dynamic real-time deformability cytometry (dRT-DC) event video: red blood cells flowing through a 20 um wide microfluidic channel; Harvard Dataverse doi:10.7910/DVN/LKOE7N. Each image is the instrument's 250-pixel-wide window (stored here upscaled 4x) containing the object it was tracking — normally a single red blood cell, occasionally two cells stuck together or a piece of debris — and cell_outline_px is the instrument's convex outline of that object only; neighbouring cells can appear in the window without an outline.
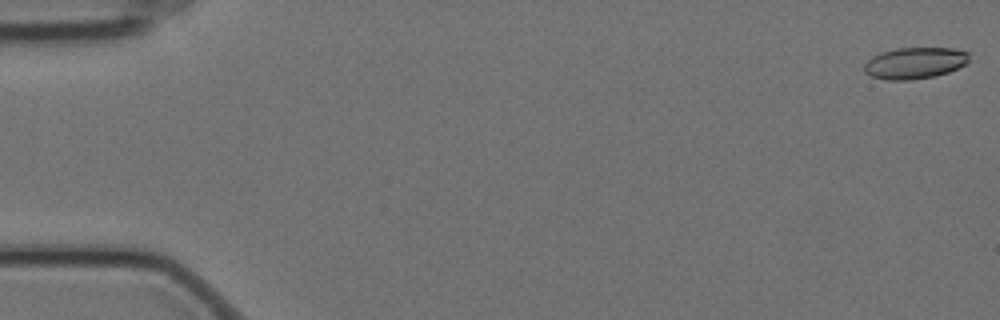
{"species": "Egyptian fruit bat (a non-hibernating species)", "species_latin": "Rousettus aegyptiacus", "temperature_condition": "cold", "stored_images_in_passage": 14, "camera_frame_rate_fps": 3000, "um_per_image_px": 0.085, "animal": {"sex": "female"}, "frame": {"image": 1, "passage_image": 1, "time_ms": 0.0, "image_size_px": [1000, 320], "cell_outline_px": [[968, 60], [964, 64], [948, 72], [936, 76], [908, 80], [888, 80], [872, 76], [864, 72], [864, 64], [872, 56], [880, 52], [896, 48], [952, 48], [968, 52]], "centroid_in_image_um": [77.72, 5.35], "position_along_channel_um": 7.3, "area_um2": 19.13}}
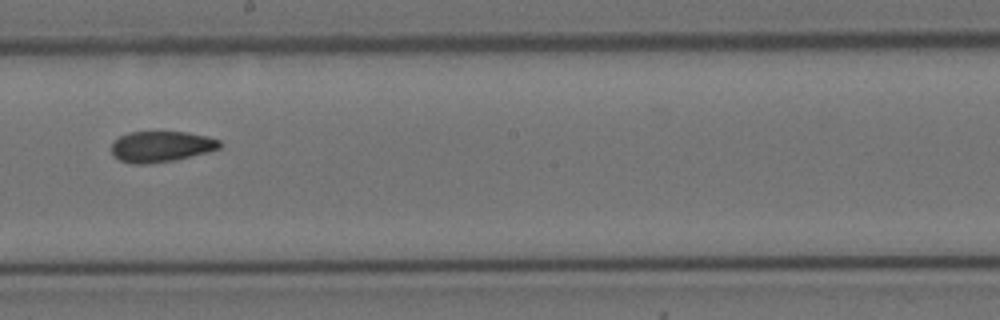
{"frame": {"image": 2, "passage_image": 9, "time_ms": 2.667, "image_size_px": [1000, 320], "cell_outline_px": [[220, 148], [208, 152], [172, 160], [148, 164], [132, 164], [120, 160], [112, 156], [112, 144], [120, 136], [132, 132], [184, 132], [208, 136], [220, 140]], "centroid_in_image_um": [13.69, 12.46], "position_along_channel_um": 234.5, "area_um2": 19.31}}
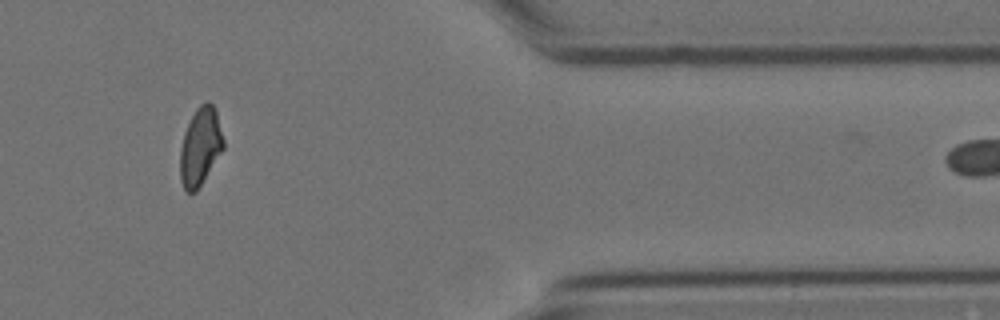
{"frame": {"image": 3, "passage_image": 13, "time_ms": 4.0, "image_size_px": [1000, 320], "cell_outline_px": [[224, 148], [196, 192], [188, 192], [184, 188], [180, 180], [180, 148], [184, 132], [196, 108], [200, 104], [208, 100], [212, 104], [216, 112], [224, 140]], "centroid_in_image_um": [17.02, 12.46], "position_along_channel_um": 394.4, "area_um2": 19.54}}